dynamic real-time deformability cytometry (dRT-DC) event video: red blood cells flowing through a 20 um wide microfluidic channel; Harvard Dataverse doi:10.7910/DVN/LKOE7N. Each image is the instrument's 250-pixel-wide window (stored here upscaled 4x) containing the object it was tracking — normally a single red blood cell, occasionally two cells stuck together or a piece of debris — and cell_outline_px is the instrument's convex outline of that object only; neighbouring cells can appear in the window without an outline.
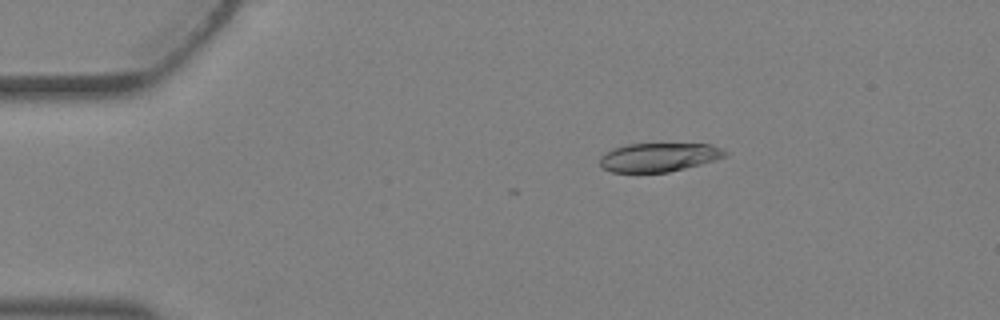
{"species": "Egyptian fruit bat (a non-hibernating species)", "species_latin": "Rousettus aegyptiacus", "temperature_condition": "warm", "stored_images_in_passage": 2, "camera_frame_rate_fps": 3000, "um_per_image_px": 0.085, "animal": {"sex": "female"}, "frame": {"image": 1, "passage_image": 2, "time_ms": 0.333, "image_size_px": [1000, 320], "cell_outline_px": [[728, 152], [724, 156], [700, 164], [668, 172], [612, 172], [604, 168], [600, 164], [600, 156], [612, 148], [628, 144], [708, 144], [720, 148]], "centroid_in_image_um": [55.95, 13.36], "position_along_channel_um": 29.1, "area_um2": 20.63}}